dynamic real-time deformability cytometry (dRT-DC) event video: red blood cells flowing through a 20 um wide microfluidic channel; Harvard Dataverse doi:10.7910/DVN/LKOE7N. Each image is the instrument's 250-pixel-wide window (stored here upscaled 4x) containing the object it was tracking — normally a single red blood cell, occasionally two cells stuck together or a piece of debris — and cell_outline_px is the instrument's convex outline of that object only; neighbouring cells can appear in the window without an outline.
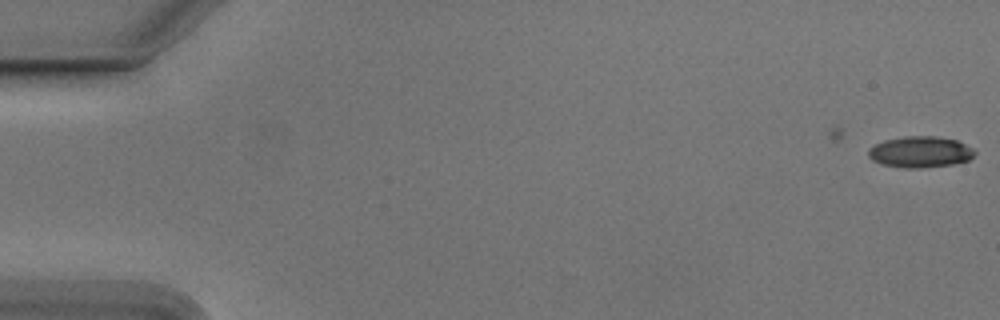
{"species": "Egyptian fruit bat (a non-hibernating species)", "species_latin": "Rousettus aegyptiacus", "temperature_condition": "cold", "stored_images_in_passage": 2, "camera_frame_rate_fps": 3000, "um_per_image_px": 0.085, "animal": {"sex": "male"}, "frame": {"image": 1, "passage_image": 2, "time_ms": 0.333, "image_size_px": [1000, 320], "cell_outline_px": [[976, 152], [968, 160], [952, 164], [920, 168], [908, 168], [884, 164], [872, 160], [868, 156], [868, 148], [884, 140], [904, 136], [936, 136], [956, 140], [972, 148]], "centroid_in_image_um": [78.2, 12.9], "position_along_channel_um": 6.8, "area_um2": 19.13}}